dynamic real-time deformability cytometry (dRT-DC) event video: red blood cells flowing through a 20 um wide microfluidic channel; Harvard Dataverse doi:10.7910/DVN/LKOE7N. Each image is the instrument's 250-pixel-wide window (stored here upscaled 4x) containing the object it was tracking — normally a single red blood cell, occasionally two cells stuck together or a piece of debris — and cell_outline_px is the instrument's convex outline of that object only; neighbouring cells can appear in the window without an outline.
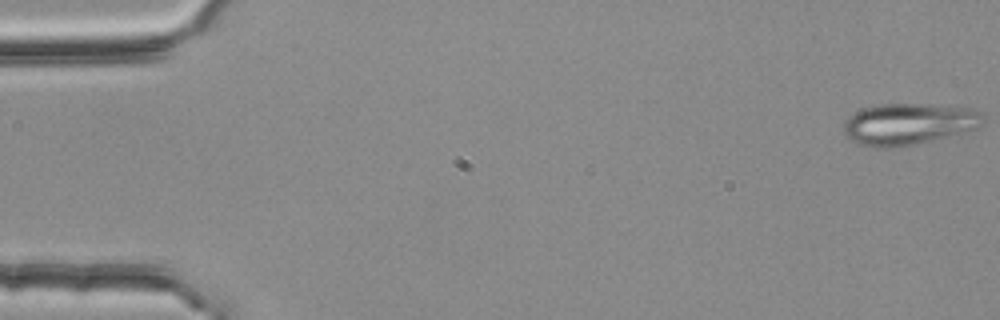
{"species": "common noctule bat (a hibernating species)", "species_latin": "Nyctalus noctula", "temperature_condition": "room temperature", "stored_images_in_passage": 17, "camera_frame_rate_fps": 3000, "um_per_image_px": 0.085, "animal": {"sex": "female", "body_mass_g": 25.1}, "frame": {"image": 1, "passage_image": 1, "time_ms": 0.0, "image_size_px": [1000, 320], "cell_outline_px": [[984, 120], [976, 128], [916, 144], [896, 148], [872, 148], [860, 144], [852, 140], [844, 132], [844, 124], [856, 112], [864, 108], [880, 104], [924, 104], [972, 108], [980, 112], [984, 116]], "centroid_in_image_um": [77.23, 10.55], "position_along_channel_um": 7.8, "area_um2": 33.29}}